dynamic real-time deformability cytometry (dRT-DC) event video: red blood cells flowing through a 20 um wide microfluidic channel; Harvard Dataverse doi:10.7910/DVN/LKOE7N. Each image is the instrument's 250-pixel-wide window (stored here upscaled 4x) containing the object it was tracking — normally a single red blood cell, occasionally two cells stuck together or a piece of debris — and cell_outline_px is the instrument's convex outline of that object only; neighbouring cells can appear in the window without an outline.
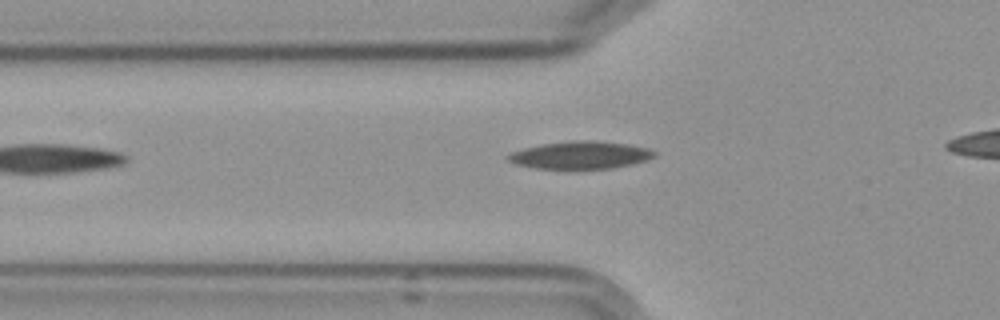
{"species": "Egyptian fruit bat (a non-hibernating species)", "species_latin": "Rousettus aegyptiacus", "temperature_condition": "cold", "stored_images_in_passage": 3, "segment_of_instrument_passage": [1, 2], "camera_frame_rate_fps": 3000, "um_per_image_px": 0.085, "frame": {"image": 1, "passage_image": 2, "time_ms": 1.333, "image_size_px": [1000, 320], "cell_outline_px": [[656, 156], [632, 164], [612, 168], [536, 168], [516, 164], [508, 160], [504, 156], [512, 152], [524, 148], [544, 144], [572, 140], [596, 140], [628, 144], [648, 148], [656, 152]], "centroid_in_image_um": [49.34, 13.17], "position_along_channel_um": 76.5, "area_um2": 23.29}}